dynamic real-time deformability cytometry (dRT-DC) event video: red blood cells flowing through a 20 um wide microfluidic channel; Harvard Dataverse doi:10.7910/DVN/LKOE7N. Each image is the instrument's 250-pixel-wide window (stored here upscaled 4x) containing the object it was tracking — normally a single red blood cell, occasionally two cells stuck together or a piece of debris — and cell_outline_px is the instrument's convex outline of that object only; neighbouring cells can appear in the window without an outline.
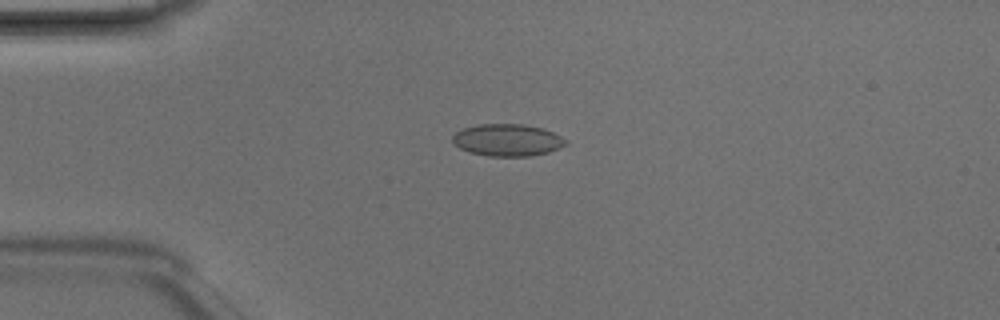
{"species": "Egyptian fruit bat (a non-hibernating species)", "species_latin": "Rousettus aegyptiacus", "temperature_condition": "room temperature", "stored_images_in_passage": 7, "camera_frame_rate_fps": 3000, "um_per_image_px": 0.085, "animal": {"sex": "male"}, "frame": {"image": 1, "passage_image": 3, "time_ms": 0.667, "image_size_px": [1000, 320], "cell_outline_px": [[568, 144], [548, 152], [532, 156], [488, 156], [468, 152], [460, 148], [452, 140], [452, 136], [456, 132], [464, 128], [480, 124], [524, 124], [544, 128], [568, 140]], "centroid_in_image_um": [43.15, 11.9], "position_along_channel_um": 41.8, "area_um2": 21.21}}